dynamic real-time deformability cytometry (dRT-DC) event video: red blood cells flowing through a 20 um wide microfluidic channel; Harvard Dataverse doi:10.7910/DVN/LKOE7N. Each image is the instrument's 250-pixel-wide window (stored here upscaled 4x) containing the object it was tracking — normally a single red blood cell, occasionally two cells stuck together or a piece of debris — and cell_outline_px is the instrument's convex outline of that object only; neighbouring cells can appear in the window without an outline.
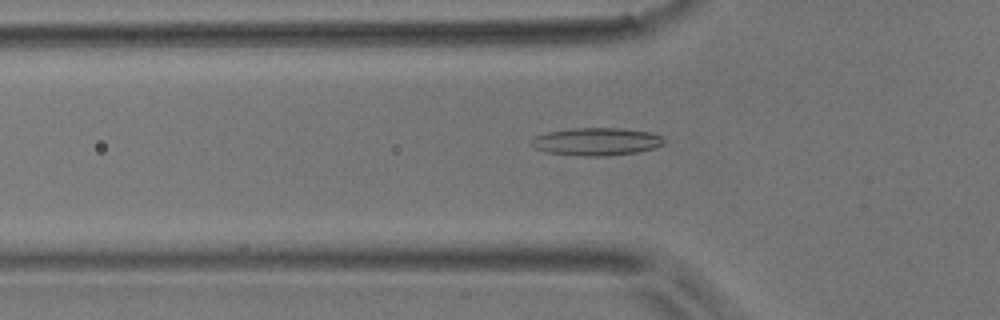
{"species": "common noctule bat (a hibernating species)", "species_latin": "Nyctalus noctula", "temperature_condition": "room temperature", "stored_images_in_passage": 49, "camera_frame_rate_fps": 3000, "um_per_image_px": 0.085, "animal": {"sex": "male", "body_mass_g": 17.9}, "frame": {"image": 1, "passage_image": 15, "time_ms": 4.667, "image_size_px": [1000, 320], "cell_outline_px": [[664, 144], [652, 148], [636, 152], [604, 156], [580, 156], [544, 152], [536, 148], [532, 144], [532, 140], [536, 136], [548, 132], [572, 128], [620, 128], [652, 132], [660, 136], [664, 140]], "centroid_in_image_um": [50.7, 12.03], "position_along_channel_um": 75.1, "area_um2": 21.27}}
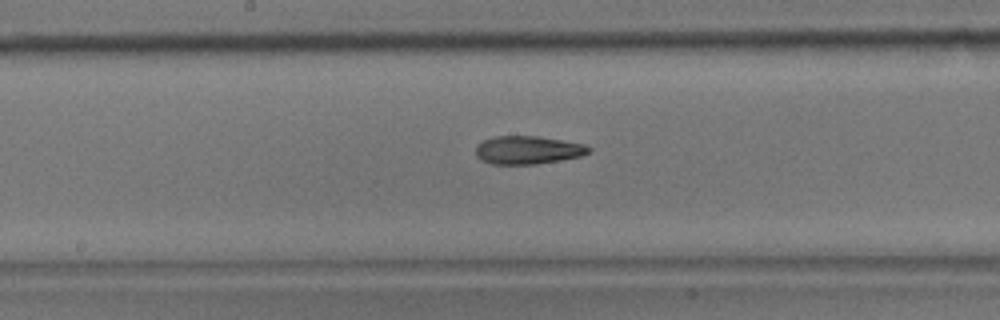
{"frame": {"image": 2, "passage_image": 25, "time_ms": 8.0, "image_size_px": [1000, 320], "cell_outline_px": [[592, 152], [584, 156], [536, 164], [492, 164], [480, 160], [476, 156], [476, 144], [484, 140], [496, 136], [536, 136], [584, 144], [592, 148]], "centroid_in_image_um": [44.88, 12.76], "position_along_channel_um": 203.3, "area_um2": 18.67}}
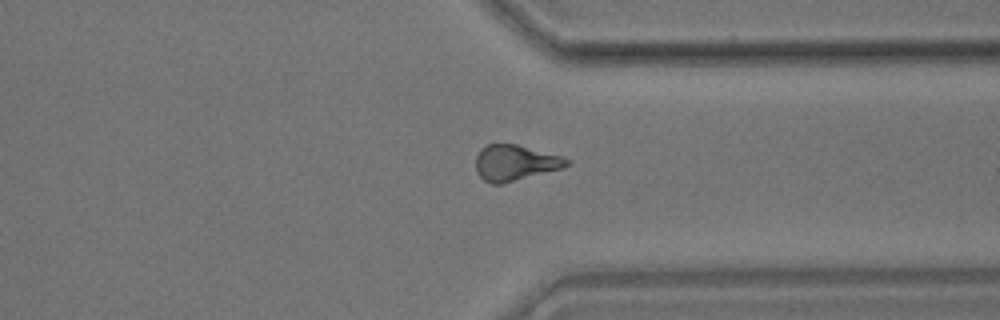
{"frame": {"image": 3, "passage_image": 38, "time_ms": 12.333, "image_size_px": [1000, 320], "cell_outline_px": [[572, 164], [564, 168], [500, 184], [492, 184], [484, 180], [476, 172], [476, 156], [488, 144], [516, 144], [560, 156], [572, 160]], "centroid_in_image_um": [43.82, 13.85], "position_along_channel_um": 367.6, "area_um2": 18.79}, "authors_computed_cell_mechanics": {"area_um2": 19.1896, "velocity_mm_per_s": 3.8101, "shape_relaxation_time_tau1_ms": null, "shape_relaxation_time_tau2_ms": 5.6311, "deformation_change_tau1": null, "deformation_change_tau2": 0.1616}}